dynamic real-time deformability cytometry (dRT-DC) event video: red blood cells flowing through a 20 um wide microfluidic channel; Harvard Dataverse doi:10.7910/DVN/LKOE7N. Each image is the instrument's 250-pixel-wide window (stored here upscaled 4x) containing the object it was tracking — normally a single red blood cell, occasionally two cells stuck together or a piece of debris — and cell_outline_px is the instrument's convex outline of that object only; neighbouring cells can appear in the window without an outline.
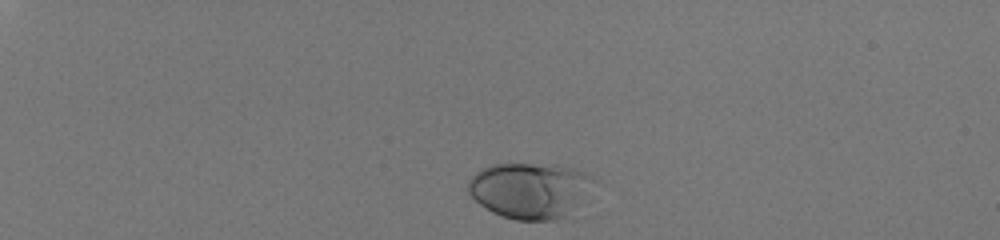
{"species": "human", "species_latin": "Homo sapiens", "temperature_condition": "room temperature", "stored_images_in_passage": 35, "camera_frame_rate_fps": 3000, "um_per_image_px": 0.085, "donor": {"sex": "male"}, "frame": {"image": 1, "passage_image": 1, "time_ms": 0.0, "image_size_px": [1000, 240], "cell_outline_px": [[592, 180], [580, 196], [556, 220], [516, 220], [492, 212], [480, 204], [468, 192], [468, 180], [476, 172], [492, 164], [556, 164], [576, 168], [592, 176]], "centroid_in_image_um": [44.9, 16.13], "position_along_channel_um": 40.1, "area_um2": 39.3}}
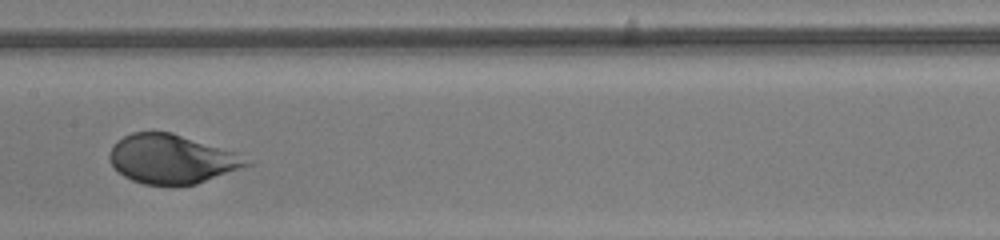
{"frame": {"image": 2, "passage_image": 20, "time_ms": 6.333, "image_size_px": [1000, 240], "cell_outline_px": [[252, 164], [196, 184], [144, 184], [132, 180], [116, 172], [108, 156], [112, 144], [124, 136], [132, 132], [172, 132], [236, 152]], "centroid_in_image_um": [14.55, 13.5], "position_along_channel_um": 192.9, "area_um2": 38.84}}
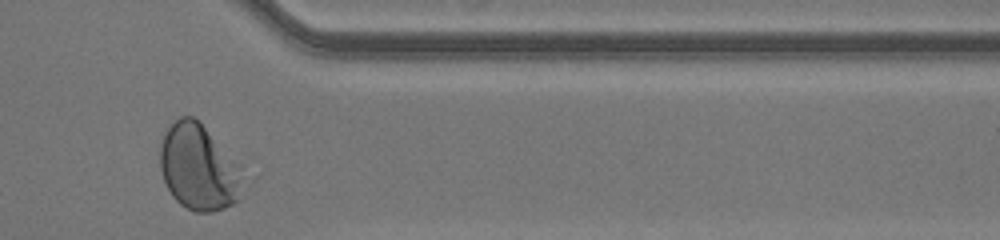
{"frame": {"image": 3, "passage_image": 35, "time_ms": 11.333, "image_size_px": [1000, 240], "cell_outline_px": [[256, 180], [232, 204], [224, 208], [212, 212], [196, 212], [180, 204], [172, 196], [164, 180], [160, 168], [160, 144], [164, 132], [180, 116], [192, 116], [244, 164], [256, 176]], "centroid_in_image_um": [17.09, 14.26], "position_along_channel_um": 394.3, "area_um2": 43.7}, "authors_computed_cell_mechanics": {"area_um2": 39.6508, "velocity_mm_per_s": 4.0836, "shape_relaxation_time_tau1_ms": 2.8286, "shape_relaxation_time_tau2_ms": null, "deformation_change_tau1": 0.1935, "deformation_change_tau2": null}}